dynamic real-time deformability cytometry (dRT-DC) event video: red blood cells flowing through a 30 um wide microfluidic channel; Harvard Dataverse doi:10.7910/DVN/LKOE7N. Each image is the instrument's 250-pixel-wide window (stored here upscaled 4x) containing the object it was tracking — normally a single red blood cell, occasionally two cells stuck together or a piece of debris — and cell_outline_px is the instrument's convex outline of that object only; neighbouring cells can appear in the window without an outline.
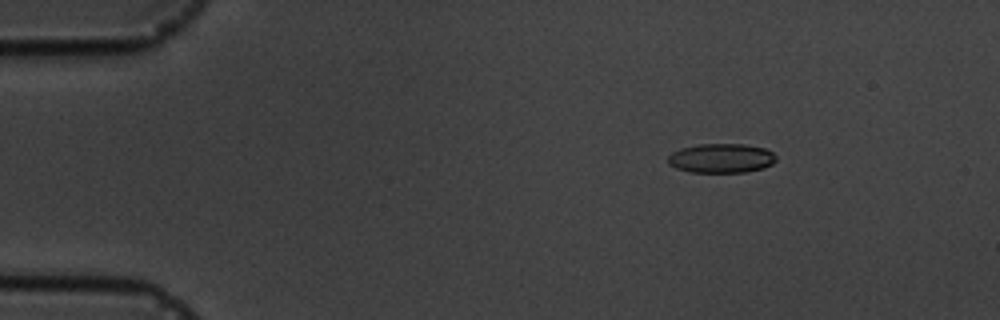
{"species": "common noctule bat (a hibernating species)", "species_latin": "Nyctalus noctula", "temperature_condition": "cold", "stored_images_in_passage": 7, "camera_frame_rate_fps": 3000, "um_per_image_px": 0.085, "animal": {"sex": "male", "body_mass_g": 19.5, "forearm_length_mm": 54.6}, "frame": {"image": 1, "passage_image": 2, "time_ms": 1.0, "image_size_px": [1000, 320], "cell_outline_px": [[776, 160], [772, 164], [764, 168], [744, 172], [692, 172], [676, 168], [668, 164], [668, 156], [672, 152], [680, 148], [700, 144], [744, 144], [764, 148], [772, 152], [776, 156]], "centroid_in_image_um": [61.3, 13.45], "position_along_channel_um": 23.7, "area_um2": 18.5}}
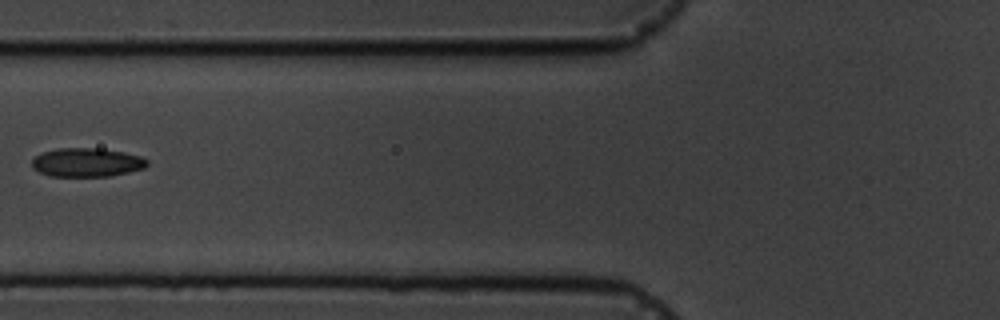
{"frame": {"image": 2, "passage_image": 6, "time_ms": 5.667, "image_size_px": [1000, 320], "cell_outline_px": [[148, 164], [144, 168], [128, 172], [108, 176], [52, 176], [40, 172], [32, 168], [32, 160], [40, 152], [56, 148], [100, 148], [124, 152], [140, 156], [148, 160]], "centroid_in_image_um": [7.36, 13.79], "position_along_channel_um": 118.4, "area_um2": 19.36}}
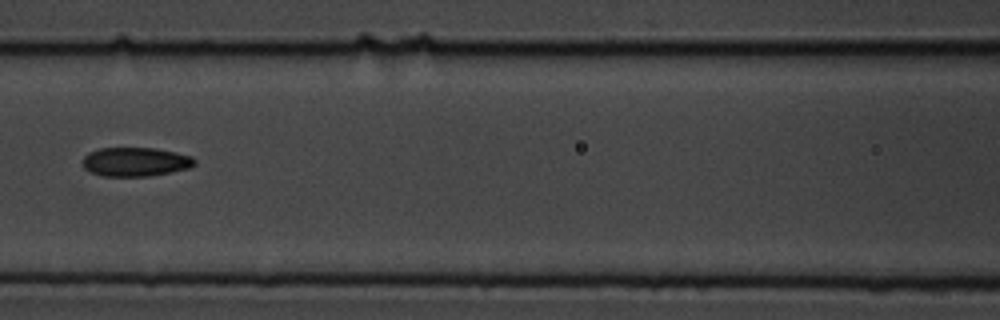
{"frame": {"image": 3, "passage_image": 7, "time_ms": 6.667, "image_size_px": [1000, 320], "cell_outline_px": [[196, 164], [188, 168], [148, 176], [104, 176], [92, 172], [84, 168], [84, 156], [88, 152], [100, 148], [156, 148], [176, 152], [192, 156], [196, 160]], "centroid_in_image_um": [11.53, 13.74], "position_along_channel_um": 155.1, "area_um2": 18.79}}